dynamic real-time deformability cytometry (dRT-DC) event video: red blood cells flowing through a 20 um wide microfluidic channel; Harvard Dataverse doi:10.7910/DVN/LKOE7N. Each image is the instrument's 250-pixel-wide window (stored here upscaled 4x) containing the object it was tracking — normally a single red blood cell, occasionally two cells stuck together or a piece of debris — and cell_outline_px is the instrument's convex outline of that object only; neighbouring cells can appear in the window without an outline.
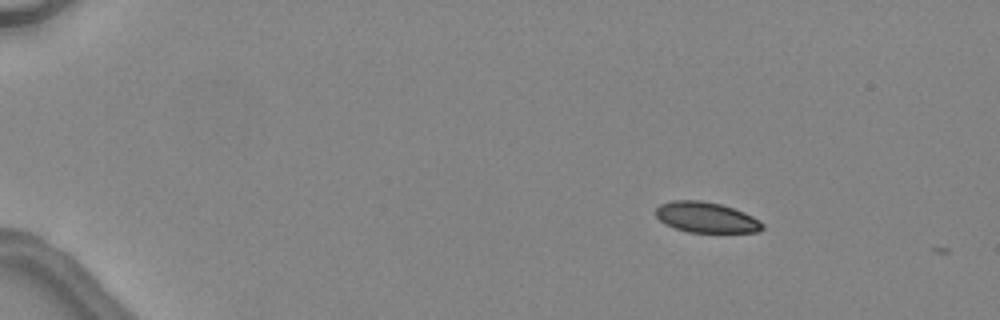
{"species": "common noctule bat (a hibernating species)", "species_latin": "Nyctalus noctula", "temperature_condition": "warm", "stored_images_in_passage": 2, "camera_frame_rate_fps": 3000, "um_per_image_px": 0.085, "animal": {"sex": "female", "body_mass_g": 24.6, "forearm_length_mm": 56.2}, "frame": {"image": 1, "passage_image": 1, "time_ms": 0.0, "image_size_px": [1000, 320], "cell_outline_px": [[764, 228], [760, 232], [688, 232], [664, 224], [656, 216], [656, 208], [660, 204], [672, 200], [700, 200], [720, 204], [744, 212], [760, 220], [764, 224]], "centroid_in_image_um": [60.03, 18.48], "position_along_channel_um": 25.0, "area_um2": 19.02}}